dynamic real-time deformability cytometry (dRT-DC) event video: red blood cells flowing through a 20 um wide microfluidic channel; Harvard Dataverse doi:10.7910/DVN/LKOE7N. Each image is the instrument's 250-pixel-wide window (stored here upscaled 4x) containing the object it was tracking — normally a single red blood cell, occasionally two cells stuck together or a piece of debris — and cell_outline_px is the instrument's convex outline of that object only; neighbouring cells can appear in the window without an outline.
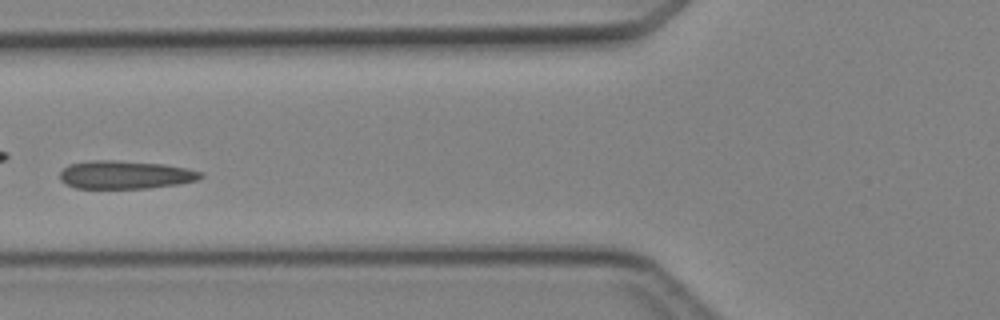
{"species": "Egyptian fruit bat (a non-hibernating species)", "species_latin": "Rousettus aegyptiacus", "temperature_condition": "cold", "stored_images_in_passage": 7, "camera_frame_rate_fps": 3000, "um_per_image_px": 0.085, "animal": {"sex": "female"}, "frame": {"image": 1, "passage_image": 7, "time_ms": 6.667, "image_size_px": [1000, 320], "cell_outline_px": [[204, 176], [196, 180], [180, 184], [148, 188], [76, 188], [64, 184], [60, 180], [60, 172], [68, 164], [92, 160], [112, 160], [164, 164], [188, 168], [204, 172]], "centroid_in_image_um": [10.66, 14.85], "position_along_channel_um": 115.1, "area_um2": 23.29}}